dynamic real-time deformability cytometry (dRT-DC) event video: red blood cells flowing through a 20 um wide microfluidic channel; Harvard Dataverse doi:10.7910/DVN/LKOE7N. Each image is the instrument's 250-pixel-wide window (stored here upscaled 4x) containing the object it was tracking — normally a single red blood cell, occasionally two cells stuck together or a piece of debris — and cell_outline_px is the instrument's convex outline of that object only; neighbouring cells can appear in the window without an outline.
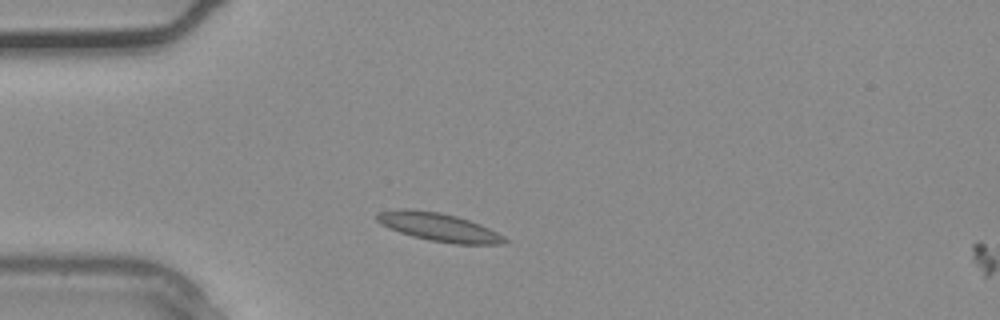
{"species": "common noctule bat (a hibernating species)", "species_latin": "Nyctalus noctula", "temperature_condition": "warm", "stored_images_in_passage": 1, "camera_frame_rate_fps": 3000, "um_per_image_px": 0.085, "animal": {"sex": "male", "body_mass_g": 20.4}, "frame": {"image": 1, "passage_image": 1, "time_ms": 0.0, "image_size_px": [1000, 320], "cell_outline_px": [[508, 244], [456, 244], [428, 240], [412, 236], [400, 232], [380, 224], [376, 220], [376, 212], [400, 208], [404, 208], [440, 212], [456, 216], [480, 224], [504, 236], [508, 240]], "centroid_in_image_um": [37.28, 19.3], "position_along_channel_um": 47.7, "area_um2": 21.1}}